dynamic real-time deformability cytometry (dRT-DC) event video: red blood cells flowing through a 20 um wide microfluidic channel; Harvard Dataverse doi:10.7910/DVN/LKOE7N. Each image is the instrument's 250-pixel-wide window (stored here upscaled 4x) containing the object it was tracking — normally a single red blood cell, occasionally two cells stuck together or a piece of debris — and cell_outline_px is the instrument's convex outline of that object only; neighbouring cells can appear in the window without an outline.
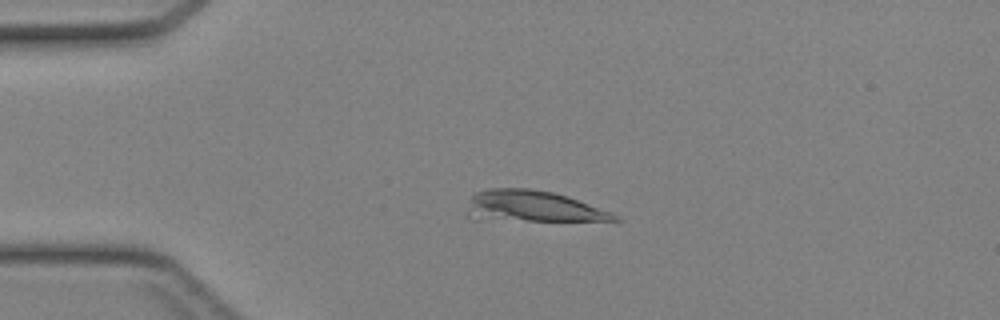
{"species": "Egyptian fruit bat (a non-hibernating species)", "species_latin": "Rousettus aegyptiacus", "temperature_condition": "cold", "stored_images_in_passage": 40, "camera_frame_rate_fps": 3000, "um_per_image_px": 0.085, "animal": {"sex": "female"}, "frame": {"image": 1, "passage_image": 10, "time_ms": 3.0, "image_size_px": [1000, 320], "cell_outline_px": [[624, 220], [472, 220], [468, 216], [468, 208], [472, 192], [488, 188], [528, 188], [552, 192], [568, 196], [620, 216]], "centroid_in_image_um": [45.18, 17.54], "position_along_channel_um": 39.8, "area_um2": 26.76}}
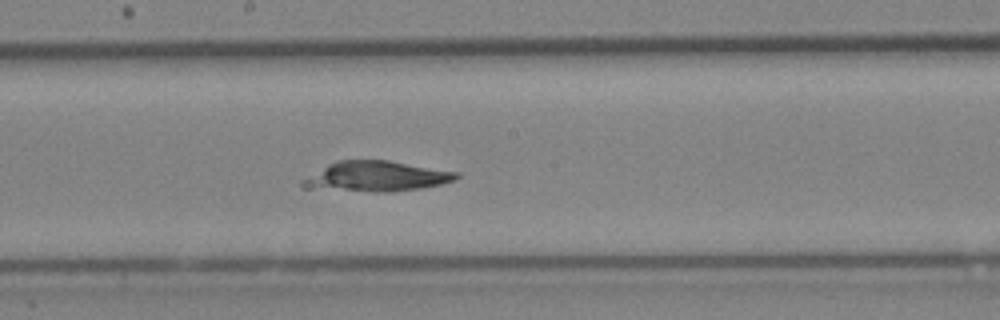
{"frame": {"image": 2, "passage_image": 24, "time_ms": 7.667, "image_size_px": [1000, 320], "cell_outline_px": [[460, 176], [456, 180], [444, 184], [420, 188], [392, 192], [372, 192], [304, 188], [300, 184], [300, 180], [328, 164], [336, 160], [388, 160], [460, 172]], "centroid_in_image_um": [32.0, 15.0], "position_along_channel_um": 216.2, "area_um2": 27.46}}
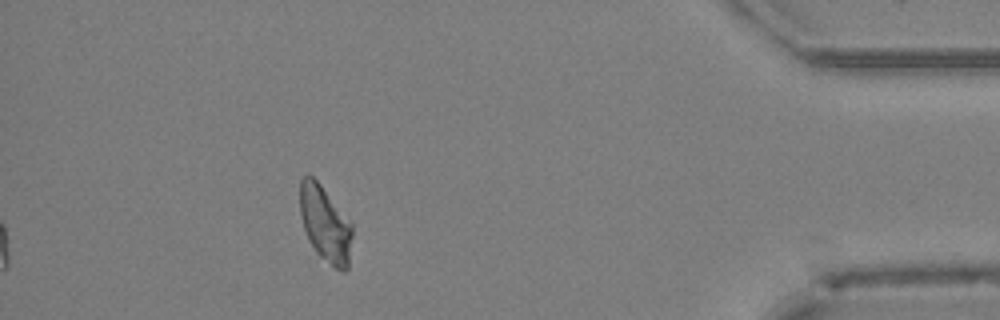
{"frame": {"image": 3, "passage_image": 40, "time_ms": 13.0, "image_size_px": [1000, 320], "cell_outline_px": [[352, 236], [348, 268], [344, 272], [332, 268], [316, 252], [308, 240], [300, 216], [300, 180], [308, 172], [320, 184], [352, 224]], "centroid_in_image_um": [27.63, 19.06], "position_along_channel_um": 407.6, "area_um2": 23.18}}